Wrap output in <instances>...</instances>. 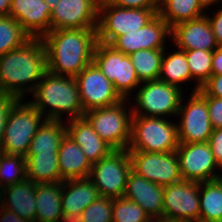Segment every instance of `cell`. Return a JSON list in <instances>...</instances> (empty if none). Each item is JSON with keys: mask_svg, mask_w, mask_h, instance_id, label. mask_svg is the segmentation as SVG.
<instances>
[{"mask_svg": "<svg viewBox=\"0 0 222 222\" xmlns=\"http://www.w3.org/2000/svg\"><path fill=\"white\" fill-rule=\"evenodd\" d=\"M156 15L151 9L123 8L105 1L99 4L97 41L110 44L120 35L141 29Z\"/></svg>", "mask_w": 222, "mask_h": 222, "instance_id": "cell-8", "label": "cell"}, {"mask_svg": "<svg viewBox=\"0 0 222 222\" xmlns=\"http://www.w3.org/2000/svg\"><path fill=\"white\" fill-rule=\"evenodd\" d=\"M32 95L34 98L29 102L47 120L68 121L81 118L85 114L75 77L47 71ZM66 113L67 118L64 117Z\"/></svg>", "mask_w": 222, "mask_h": 222, "instance_id": "cell-3", "label": "cell"}, {"mask_svg": "<svg viewBox=\"0 0 222 222\" xmlns=\"http://www.w3.org/2000/svg\"><path fill=\"white\" fill-rule=\"evenodd\" d=\"M131 170L128 150H113L108 156L92 164L88 178L94 183L101 197L114 199L124 196Z\"/></svg>", "mask_w": 222, "mask_h": 222, "instance_id": "cell-9", "label": "cell"}, {"mask_svg": "<svg viewBox=\"0 0 222 222\" xmlns=\"http://www.w3.org/2000/svg\"><path fill=\"white\" fill-rule=\"evenodd\" d=\"M79 96L84 111L112 106L123 100L113 83L92 62L76 77Z\"/></svg>", "mask_w": 222, "mask_h": 222, "instance_id": "cell-15", "label": "cell"}, {"mask_svg": "<svg viewBox=\"0 0 222 222\" xmlns=\"http://www.w3.org/2000/svg\"><path fill=\"white\" fill-rule=\"evenodd\" d=\"M163 194V186L130 171L124 197L140 205L149 217L163 218Z\"/></svg>", "mask_w": 222, "mask_h": 222, "instance_id": "cell-21", "label": "cell"}, {"mask_svg": "<svg viewBox=\"0 0 222 222\" xmlns=\"http://www.w3.org/2000/svg\"><path fill=\"white\" fill-rule=\"evenodd\" d=\"M18 100H19V98L14 97L13 95L0 93V146L2 143L8 115H9L13 105Z\"/></svg>", "mask_w": 222, "mask_h": 222, "instance_id": "cell-37", "label": "cell"}, {"mask_svg": "<svg viewBox=\"0 0 222 222\" xmlns=\"http://www.w3.org/2000/svg\"><path fill=\"white\" fill-rule=\"evenodd\" d=\"M205 10L197 0H161L158 15L171 28L174 25L204 16Z\"/></svg>", "mask_w": 222, "mask_h": 222, "instance_id": "cell-30", "label": "cell"}, {"mask_svg": "<svg viewBox=\"0 0 222 222\" xmlns=\"http://www.w3.org/2000/svg\"><path fill=\"white\" fill-rule=\"evenodd\" d=\"M31 37L11 16H0V56L21 47Z\"/></svg>", "mask_w": 222, "mask_h": 222, "instance_id": "cell-33", "label": "cell"}, {"mask_svg": "<svg viewBox=\"0 0 222 222\" xmlns=\"http://www.w3.org/2000/svg\"><path fill=\"white\" fill-rule=\"evenodd\" d=\"M175 48L174 52L172 50L171 52H167L168 50L164 49L158 80L176 86L184 91L182 85L188 81L191 84L192 76L185 51L177 47Z\"/></svg>", "mask_w": 222, "mask_h": 222, "instance_id": "cell-27", "label": "cell"}, {"mask_svg": "<svg viewBox=\"0 0 222 222\" xmlns=\"http://www.w3.org/2000/svg\"><path fill=\"white\" fill-rule=\"evenodd\" d=\"M9 16L31 38H42L50 31L51 9L44 0H11Z\"/></svg>", "mask_w": 222, "mask_h": 222, "instance_id": "cell-19", "label": "cell"}, {"mask_svg": "<svg viewBox=\"0 0 222 222\" xmlns=\"http://www.w3.org/2000/svg\"><path fill=\"white\" fill-rule=\"evenodd\" d=\"M66 135V121L45 120L31 140L27 155L58 154Z\"/></svg>", "mask_w": 222, "mask_h": 222, "instance_id": "cell-26", "label": "cell"}, {"mask_svg": "<svg viewBox=\"0 0 222 222\" xmlns=\"http://www.w3.org/2000/svg\"><path fill=\"white\" fill-rule=\"evenodd\" d=\"M170 37V44L172 42L173 47L181 50L202 49L213 52L218 47L206 14L174 25Z\"/></svg>", "mask_w": 222, "mask_h": 222, "instance_id": "cell-18", "label": "cell"}, {"mask_svg": "<svg viewBox=\"0 0 222 222\" xmlns=\"http://www.w3.org/2000/svg\"><path fill=\"white\" fill-rule=\"evenodd\" d=\"M27 179L37 183L63 182L60 176L58 154L26 155Z\"/></svg>", "mask_w": 222, "mask_h": 222, "instance_id": "cell-28", "label": "cell"}, {"mask_svg": "<svg viewBox=\"0 0 222 222\" xmlns=\"http://www.w3.org/2000/svg\"><path fill=\"white\" fill-rule=\"evenodd\" d=\"M99 3L96 0H60L51 11L50 31L97 29Z\"/></svg>", "mask_w": 222, "mask_h": 222, "instance_id": "cell-16", "label": "cell"}, {"mask_svg": "<svg viewBox=\"0 0 222 222\" xmlns=\"http://www.w3.org/2000/svg\"><path fill=\"white\" fill-rule=\"evenodd\" d=\"M66 134L78 144L91 164L114 150L100 138L84 117L66 121Z\"/></svg>", "mask_w": 222, "mask_h": 222, "instance_id": "cell-22", "label": "cell"}, {"mask_svg": "<svg viewBox=\"0 0 222 222\" xmlns=\"http://www.w3.org/2000/svg\"><path fill=\"white\" fill-rule=\"evenodd\" d=\"M44 1L49 5V8L52 11V9L57 6L60 0H44Z\"/></svg>", "mask_w": 222, "mask_h": 222, "instance_id": "cell-47", "label": "cell"}, {"mask_svg": "<svg viewBox=\"0 0 222 222\" xmlns=\"http://www.w3.org/2000/svg\"><path fill=\"white\" fill-rule=\"evenodd\" d=\"M222 74V46H218L213 51L212 57V75Z\"/></svg>", "mask_w": 222, "mask_h": 222, "instance_id": "cell-44", "label": "cell"}, {"mask_svg": "<svg viewBox=\"0 0 222 222\" xmlns=\"http://www.w3.org/2000/svg\"><path fill=\"white\" fill-rule=\"evenodd\" d=\"M1 206L22 218L35 222L36 218V183L32 180L7 186L1 189ZM7 196V197H6Z\"/></svg>", "mask_w": 222, "mask_h": 222, "instance_id": "cell-23", "label": "cell"}, {"mask_svg": "<svg viewBox=\"0 0 222 222\" xmlns=\"http://www.w3.org/2000/svg\"><path fill=\"white\" fill-rule=\"evenodd\" d=\"M58 164L63 181L88 178L92 168L84 152L67 134L58 150Z\"/></svg>", "mask_w": 222, "mask_h": 222, "instance_id": "cell-24", "label": "cell"}, {"mask_svg": "<svg viewBox=\"0 0 222 222\" xmlns=\"http://www.w3.org/2000/svg\"><path fill=\"white\" fill-rule=\"evenodd\" d=\"M144 222H166V221L164 220V218H161V217H149Z\"/></svg>", "mask_w": 222, "mask_h": 222, "instance_id": "cell-48", "label": "cell"}, {"mask_svg": "<svg viewBox=\"0 0 222 222\" xmlns=\"http://www.w3.org/2000/svg\"><path fill=\"white\" fill-rule=\"evenodd\" d=\"M99 4L104 3L106 0H96Z\"/></svg>", "mask_w": 222, "mask_h": 222, "instance_id": "cell-50", "label": "cell"}, {"mask_svg": "<svg viewBox=\"0 0 222 222\" xmlns=\"http://www.w3.org/2000/svg\"><path fill=\"white\" fill-rule=\"evenodd\" d=\"M199 182L181 180L164 187L163 218L166 222H199Z\"/></svg>", "mask_w": 222, "mask_h": 222, "instance_id": "cell-12", "label": "cell"}, {"mask_svg": "<svg viewBox=\"0 0 222 222\" xmlns=\"http://www.w3.org/2000/svg\"><path fill=\"white\" fill-rule=\"evenodd\" d=\"M176 154L182 179L186 181L200 183L215 180L222 169L208 142L179 143Z\"/></svg>", "mask_w": 222, "mask_h": 222, "instance_id": "cell-14", "label": "cell"}, {"mask_svg": "<svg viewBox=\"0 0 222 222\" xmlns=\"http://www.w3.org/2000/svg\"><path fill=\"white\" fill-rule=\"evenodd\" d=\"M190 94L187 101V96L182 98L176 116L179 118L177 123L179 143L208 142L213 127L210 122L207 97L200 90Z\"/></svg>", "mask_w": 222, "mask_h": 222, "instance_id": "cell-11", "label": "cell"}, {"mask_svg": "<svg viewBox=\"0 0 222 222\" xmlns=\"http://www.w3.org/2000/svg\"><path fill=\"white\" fill-rule=\"evenodd\" d=\"M200 91L206 97L222 98V74L211 75L210 78L201 86Z\"/></svg>", "mask_w": 222, "mask_h": 222, "instance_id": "cell-40", "label": "cell"}, {"mask_svg": "<svg viewBox=\"0 0 222 222\" xmlns=\"http://www.w3.org/2000/svg\"><path fill=\"white\" fill-rule=\"evenodd\" d=\"M35 222H65L61 206L62 182L36 184Z\"/></svg>", "mask_w": 222, "mask_h": 222, "instance_id": "cell-25", "label": "cell"}, {"mask_svg": "<svg viewBox=\"0 0 222 222\" xmlns=\"http://www.w3.org/2000/svg\"><path fill=\"white\" fill-rule=\"evenodd\" d=\"M208 143L217 164L222 168V128L213 129Z\"/></svg>", "mask_w": 222, "mask_h": 222, "instance_id": "cell-42", "label": "cell"}, {"mask_svg": "<svg viewBox=\"0 0 222 222\" xmlns=\"http://www.w3.org/2000/svg\"><path fill=\"white\" fill-rule=\"evenodd\" d=\"M107 3L123 8L151 9L158 14L161 0H106Z\"/></svg>", "mask_w": 222, "mask_h": 222, "instance_id": "cell-38", "label": "cell"}, {"mask_svg": "<svg viewBox=\"0 0 222 222\" xmlns=\"http://www.w3.org/2000/svg\"><path fill=\"white\" fill-rule=\"evenodd\" d=\"M138 91V92H137ZM130 97L133 116L171 118L177 116L183 98V90L160 80L144 81Z\"/></svg>", "mask_w": 222, "mask_h": 222, "instance_id": "cell-7", "label": "cell"}, {"mask_svg": "<svg viewBox=\"0 0 222 222\" xmlns=\"http://www.w3.org/2000/svg\"><path fill=\"white\" fill-rule=\"evenodd\" d=\"M178 146L177 122L170 118L132 116L128 151L173 152Z\"/></svg>", "mask_w": 222, "mask_h": 222, "instance_id": "cell-4", "label": "cell"}, {"mask_svg": "<svg viewBox=\"0 0 222 222\" xmlns=\"http://www.w3.org/2000/svg\"><path fill=\"white\" fill-rule=\"evenodd\" d=\"M197 1L199 2V4L202 6V8L205 11L208 10L212 6V8H210V9H212V12H214L216 10L215 8L213 9V6L215 4H217L218 6H219V4H222V0H197Z\"/></svg>", "mask_w": 222, "mask_h": 222, "instance_id": "cell-45", "label": "cell"}, {"mask_svg": "<svg viewBox=\"0 0 222 222\" xmlns=\"http://www.w3.org/2000/svg\"><path fill=\"white\" fill-rule=\"evenodd\" d=\"M41 39L46 48L48 71L76 77L93 62L97 29H57Z\"/></svg>", "mask_w": 222, "mask_h": 222, "instance_id": "cell-2", "label": "cell"}, {"mask_svg": "<svg viewBox=\"0 0 222 222\" xmlns=\"http://www.w3.org/2000/svg\"><path fill=\"white\" fill-rule=\"evenodd\" d=\"M171 28L157 14L141 29L116 37L109 45L125 55L143 49H166L171 40Z\"/></svg>", "mask_w": 222, "mask_h": 222, "instance_id": "cell-17", "label": "cell"}, {"mask_svg": "<svg viewBox=\"0 0 222 222\" xmlns=\"http://www.w3.org/2000/svg\"><path fill=\"white\" fill-rule=\"evenodd\" d=\"M221 173H222V171H221ZM221 173L218 174V178L217 179L222 184V174Z\"/></svg>", "mask_w": 222, "mask_h": 222, "instance_id": "cell-49", "label": "cell"}, {"mask_svg": "<svg viewBox=\"0 0 222 222\" xmlns=\"http://www.w3.org/2000/svg\"><path fill=\"white\" fill-rule=\"evenodd\" d=\"M207 106L213 129L222 128V98L207 97Z\"/></svg>", "mask_w": 222, "mask_h": 222, "instance_id": "cell-39", "label": "cell"}, {"mask_svg": "<svg viewBox=\"0 0 222 222\" xmlns=\"http://www.w3.org/2000/svg\"><path fill=\"white\" fill-rule=\"evenodd\" d=\"M222 6V5H221ZM217 6L214 13H206L218 46H222V7ZM221 7V8H220Z\"/></svg>", "mask_w": 222, "mask_h": 222, "instance_id": "cell-41", "label": "cell"}, {"mask_svg": "<svg viewBox=\"0 0 222 222\" xmlns=\"http://www.w3.org/2000/svg\"><path fill=\"white\" fill-rule=\"evenodd\" d=\"M0 222H31L28 219L22 218L16 213L0 206Z\"/></svg>", "mask_w": 222, "mask_h": 222, "instance_id": "cell-43", "label": "cell"}, {"mask_svg": "<svg viewBox=\"0 0 222 222\" xmlns=\"http://www.w3.org/2000/svg\"><path fill=\"white\" fill-rule=\"evenodd\" d=\"M186 53L187 63L192 76V92L199 91L201 86L212 75V57L213 52L206 50H184Z\"/></svg>", "mask_w": 222, "mask_h": 222, "instance_id": "cell-32", "label": "cell"}, {"mask_svg": "<svg viewBox=\"0 0 222 222\" xmlns=\"http://www.w3.org/2000/svg\"><path fill=\"white\" fill-rule=\"evenodd\" d=\"M47 71L42 39L30 38L21 47L0 56V93L26 99Z\"/></svg>", "mask_w": 222, "mask_h": 222, "instance_id": "cell-1", "label": "cell"}, {"mask_svg": "<svg viewBox=\"0 0 222 222\" xmlns=\"http://www.w3.org/2000/svg\"><path fill=\"white\" fill-rule=\"evenodd\" d=\"M199 222H222V184L218 179L199 183Z\"/></svg>", "mask_w": 222, "mask_h": 222, "instance_id": "cell-29", "label": "cell"}, {"mask_svg": "<svg viewBox=\"0 0 222 222\" xmlns=\"http://www.w3.org/2000/svg\"><path fill=\"white\" fill-rule=\"evenodd\" d=\"M45 120L29 101L19 99L8 115L0 152L26 157L32 138Z\"/></svg>", "mask_w": 222, "mask_h": 222, "instance_id": "cell-5", "label": "cell"}, {"mask_svg": "<svg viewBox=\"0 0 222 222\" xmlns=\"http://www.w3.org/2000/svg\"><path fill=\"white\" fill-rule=\"evenodd\" d=\"M93 62L113 83L115 90L123 99L128 100L132 91L134 92L141 84L130 57L109 44L97 41Z\"/></svg>", "mask_w": 222, "mask_h": 222, "instance_id": "cell-10", "label": "cell"}, {"mask_svg": "<svg viewBox=\"0 0 222 222\" xmlns=\"http://www.w3.org/2000/svg\"><path fill=\"white\" fill-rule=\"evenodd\" d=\"M164 49H143L128 56L141 82L158 80Z\"/></svg>", "mask_w": 222, "mask_h": 222, "instance_id": "cell-31", "label": "cell"}, {"mask_svg": "<svg viewBox=\"0 0 222 222\" xmlns=\"http://www.w3.org/2000/svg\"><path fill=\"white\" fill-rule=\"evenodd\" d=\"M113 199L99 197L80 214L75 222H112Z\"/></svg>", "mask_w": 222, "mask_h": 222, "instance_id": "cell-36", "label": "cell"}, {"mask_svg": "<svg viewBox=\"0 0 222 222\" xmlns=\"http://www.w3.org/2000/svg\"><path fill=\"white\" fill-rule=\"evenodd\" d=\"M11 0H0V16H9Z\"/></svg>", "mask_w": 222, "mask_h": 222, "instance_id": "cell-46", "label": "cell"}, {"mask_svg": "<svg viewBox=\"0 0 222 222\" xmlns=\"http://www.w3.org/2000/svg\"><path fill=\"white\" fill-rule=\"evenodd\" d=\"M128 152L131 156L132 170L145 179L163 187L183 180L176 151Z\"/></svg>", "mask_w": 222, "mask_h": 222, "instance_id": "cell-13", "label": "cell"}, {"mask_svg": "<svg viewBox=\"0 0 222 222\" xmlns=\"http://www.w3.org/2000/svg\"><path fill=\"white\" fill-rule=\"evenodd\" d=\"M99 197L98 189L89 178L63 181L61 206L64 221L75 222L85 208Z\"/></svg>", "mask_w": 222, "mask_h": 222, "instance_id": "cell-20", "label": "cell"}, {"mask_svg": "<svg viewBox=\"0 0 222 222\" xmlns=\"http://www.w3.org/2000/svg\"><path fill=\"white\" fill-rule=\"evenodd\" d=\"M26 162L21 155H9L0 152V187L5 188L10 185L25 181Z\"/></svg>", "mask_w": 222, "mask_h": 222, "instance_id": "cell-34", "label": "cell"}, {"mask_svg": "<svg viewBox=\"0 0 222 222\" xmlns=\"http://www.w3.org/2000/svg\"><path fill=\"white\" fill-rule=\"evenodd\" d=\"M126 104L130 106L131 101L123 99L112 106L94 108L86 111L83 116L114 150L128 149L130 142L133 113L132 107Z\"/></svg>", "mask_w": 222, "mask_h": 222, "instance_id": "cell-6", "label": "cell"}, {"mask_svg": "<svg viewBox=\"0 0 222 222\" xmlns=\"http://www.w3.org/2000/svg\"><path fill=\"white\" fill-rule=\"evenodd\" d=\"M148 218L140 205L124 196L113 199L112 222H144Z\"/></svg>", "mask_w": 222, "mask_h": 222, "instance_id": "cell-35", "label": "cell"}]
</instances>
